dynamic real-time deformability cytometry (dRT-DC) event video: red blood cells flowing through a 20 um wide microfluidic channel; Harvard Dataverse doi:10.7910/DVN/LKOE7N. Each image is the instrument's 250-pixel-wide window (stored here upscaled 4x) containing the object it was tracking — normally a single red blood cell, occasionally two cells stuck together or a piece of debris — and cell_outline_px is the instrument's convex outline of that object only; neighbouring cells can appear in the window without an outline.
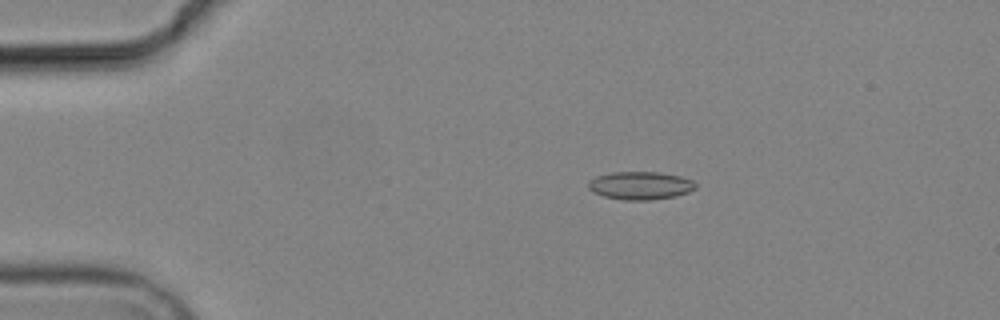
{"species": "common noctule bat (a hibernating species)", "species_latin": "Nyctalus noctula", "temperature_condition": "cold", "stored_images_in_passage": 6, "camera_frame_rate_fps": 3000, "um_per_image_px": 0.085, "animal": {"sex": "male", "body_mass_g": 19.2, "forearm_length_mm": 51.8}, "frame": {"image": 1, "passage_image": 4, "time_ms": 3.333, "image_size_px": [1000, 320], "cell_outline_px": [[696, 188], [688, 192], [676, 196], [648, 200], [624, 200], [604, 196], [592, 192], [588, 188], [588, 180], [596, 176], [612, 172], [660, 172], [680, 176], [692, 180], [696, 184]], "centroid_in_image_um": [54.41, 15.77], "position_along_channel_um": 30.6, "area_um2": 17.57}}
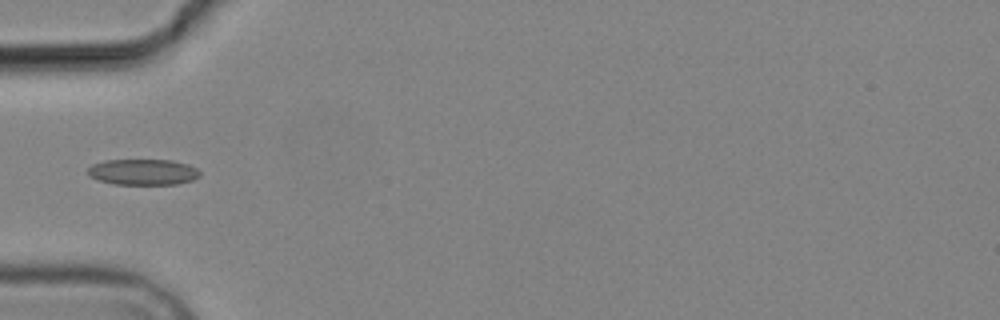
{"frame": {"image": 2, "passage_image": 6, "time_ms": 6.0, "image_size_px": [1000, 320], "cell_outline_px": [[200, 176], [192, 180], [176, 184], [112, 184], [96, 180], [88, 176], [88, 168], [92, 164], [104, 160], [172, 160], [188, 164], [196, 168], [200, 172]], "centroid_in_image_um": [12.12, 14.62], "position_along_channel_um": 72.9, "area_um2": 17.05}}